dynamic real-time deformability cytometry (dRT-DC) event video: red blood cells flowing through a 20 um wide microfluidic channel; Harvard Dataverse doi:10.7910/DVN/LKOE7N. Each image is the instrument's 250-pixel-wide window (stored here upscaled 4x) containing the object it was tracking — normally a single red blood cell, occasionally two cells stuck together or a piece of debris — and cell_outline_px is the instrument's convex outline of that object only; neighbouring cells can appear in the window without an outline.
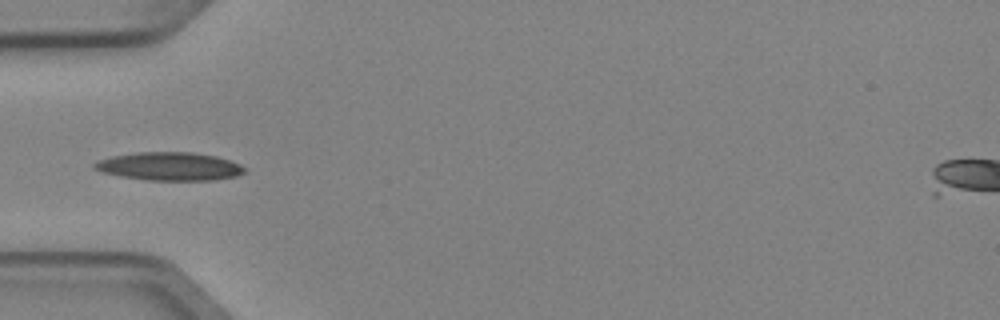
{"species": "Egyptian fruit bat (a non-hibernating species)", "species_latin": "Rousettus aegyptiacus", "temperature_condition": "cold", "stored_images_in_passage": 6, "camera_frame_rate_fps": 3000, "um_per_image_px": 0.085, "animal": {"sex": "female"}, "frame": {"image": 1, "passage_image": 5, "time_ms": 1.333, "image_size_px": [1000, 320], "cell_outline_px": [[244, 172], [236, 176], [212, 180], [144, 180], [120, 176], [104, 172], [92, 168], [92, 164], [100, 160], [112, 156], [136, 152], [192, 152], [216, 156], [240, 164], [244, 168]], "centroid_in_image_um": [14.38, 14.14], "position_along_channel_um": 70.6, "area_um2": 24.57}}
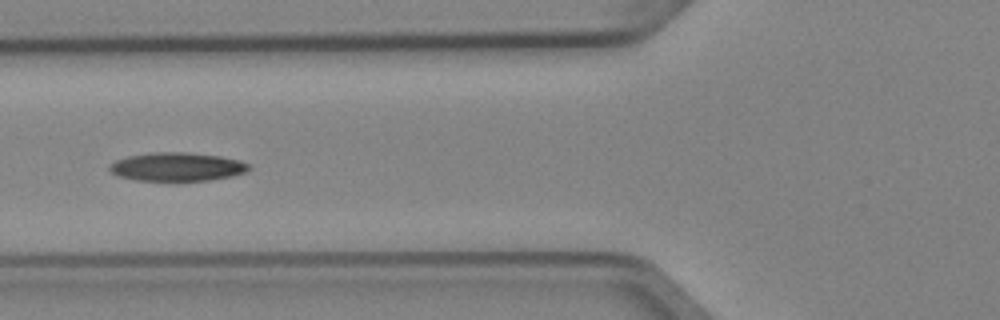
{"frame": {"image": 2, "passage_image": 6, "time_ms": 1.667, "image_size_px": [1000, 320], "cell_outline_px": [[252, 168], [244, 172], [232, 176], [208, 180], [136, 180], [120, 176], [112, 172], [108, 168], [116, 160], [128, 156], [152, 152], [184, 152], [220, 156], [240, 160], [248, 164]], "centroid_in_image_um": [15.07, 14.17], "position_along_channel_um": 110.7, "area_um2": 22.89}}